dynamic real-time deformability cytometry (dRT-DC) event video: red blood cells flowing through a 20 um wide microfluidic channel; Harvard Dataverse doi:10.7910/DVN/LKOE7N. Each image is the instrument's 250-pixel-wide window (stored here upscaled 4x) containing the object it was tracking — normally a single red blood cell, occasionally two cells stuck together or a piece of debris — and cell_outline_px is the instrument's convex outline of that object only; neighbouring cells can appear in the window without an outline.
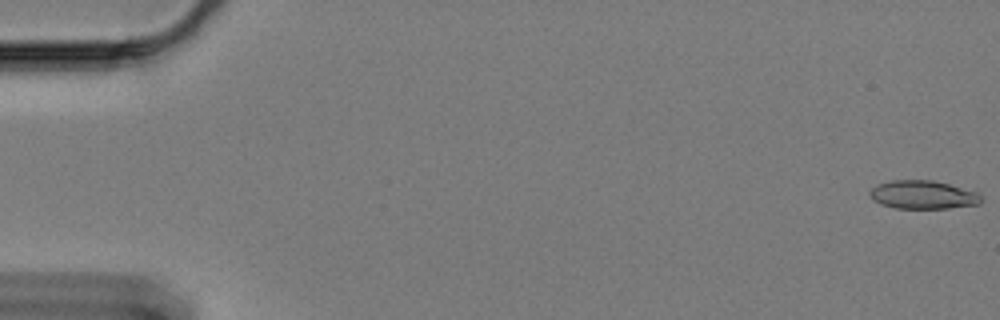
{"species": "Egyptian fruit bat (a non-hibernating species)", "species_latin": "Rousettus aegyptiacus", "temperature_condition": "cold", "stored_images_in_passage": 13, "camera_frame_rate_fps": 3000, "um_per_image_px": 0.085, "animal": {"sex": "female"}, "frame": {"image": 1, "passage_image": 1, "time_ms": 0.0, "image_size_px": [1000, 320], "cell_outline_px": [[984, 200], [980, 204], [948, 208], [896, 208], [880, 204], [872, 200], [868, 192], [876, 184], [892, 180], [932, 180], [948, 184], [976, 192]], "centroid_in_image_um": [78.42, 16.56], "position_along_channel_um": 6.6, "area_um2": 18.44}}